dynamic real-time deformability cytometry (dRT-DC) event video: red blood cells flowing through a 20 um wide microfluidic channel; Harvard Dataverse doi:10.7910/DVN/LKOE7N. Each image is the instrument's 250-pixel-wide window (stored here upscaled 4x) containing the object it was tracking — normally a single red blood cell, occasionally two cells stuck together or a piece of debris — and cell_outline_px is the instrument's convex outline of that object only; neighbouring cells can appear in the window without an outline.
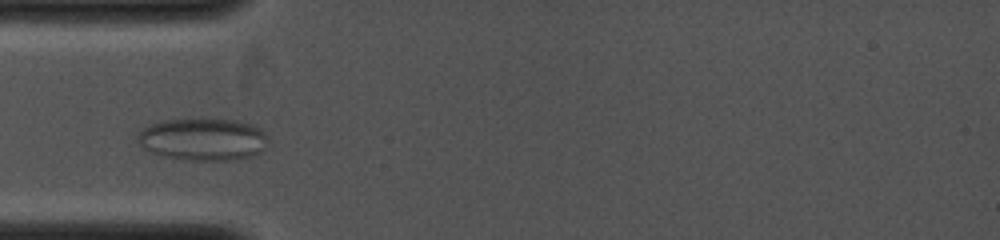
{"species": "common noctule bat (a hibernating species)", "species_latin": "Nyctalus noctula", "temperature_condition": "cold", "stored_images_in_passage": 5, "camera_frame_rate_fps": 4000, "um_per_image_px": 0.085, "animal": {"sex": "female", "body_mass_g": 19.0, "forearm_length_mm": 53.3}, "frame": {"image": 1, "passage_image": 3, "time_ms": 2.0, "image_size_px": [1000, 240], "cell_outline_px": [[268, 140], [264, 148], [260, 152], [252, 156], [228, 160], [192, 160], [160, 156], [144, 148], [136, 140], [136, 136], [144, 128], [152, 124], [164, 120], [204, 116], [236, 120], [252, 124], [260, 128], [264, 132]], "centroid_in_image_um": [17.25, 11.8], "position_along_channel_um": 67.7, "area_um2": 32.89}}
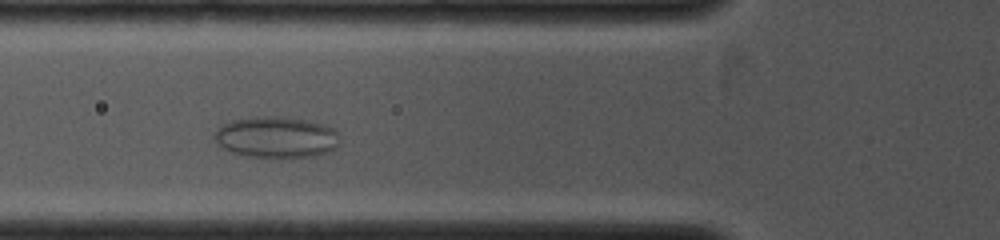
{"frame": {"image": 2, "passage_image": 4, "time_ms": 2.75, "image_size_px": [1000, 240], "cell_outline_px": [[340, 132], [336, 148], [328, 152], [312, 156], [288, 160], [280, 160], [248, 156], [232, 152], [216, 144], [212, 136], [216, 128], [220, 124], [232, 120], [252, 116], [288, 116], [308, 120], [324, 124], [336, 128]], "centroid_in_image_um": [23.48, 11.67], "position_along_channel_um": 102.3, "area_um2": 31.56}}